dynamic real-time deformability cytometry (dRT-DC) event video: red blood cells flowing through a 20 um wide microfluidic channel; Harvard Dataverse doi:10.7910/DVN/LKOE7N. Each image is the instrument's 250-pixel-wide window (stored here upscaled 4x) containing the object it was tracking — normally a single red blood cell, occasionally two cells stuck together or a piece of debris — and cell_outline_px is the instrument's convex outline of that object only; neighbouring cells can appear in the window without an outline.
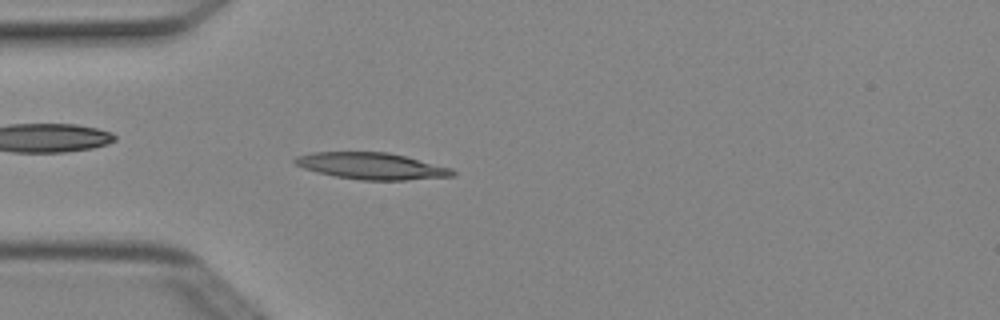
{"species": "Egyptian fruit bat (a non-hibernating species)", "species_latin": "Rousettus aegyptiacus", "temperature_condition": "cold", "stored_images_in_passage": 3, "camera_frame_rate_fps": 3000, "um_per_image_px": 0.085, "animal": {"sex": "female"}, "frame": {"image": 1, "passage_image": 3, "time_ms": 0.667, "image_size_px": [1000, 320], "cell_outline_px": [[456, 176], [404, 180], [360, 180], [336, 176], [316, 172], [304, 168], [296, 164], [292, 160], [296, 156], [312, 152], [388, 152], [452, 168], [456, 172]], "centroid_in_image_um": [31.59, 14.11], "position_along_channel_um": 53.4, "area_um2": 24.39}}